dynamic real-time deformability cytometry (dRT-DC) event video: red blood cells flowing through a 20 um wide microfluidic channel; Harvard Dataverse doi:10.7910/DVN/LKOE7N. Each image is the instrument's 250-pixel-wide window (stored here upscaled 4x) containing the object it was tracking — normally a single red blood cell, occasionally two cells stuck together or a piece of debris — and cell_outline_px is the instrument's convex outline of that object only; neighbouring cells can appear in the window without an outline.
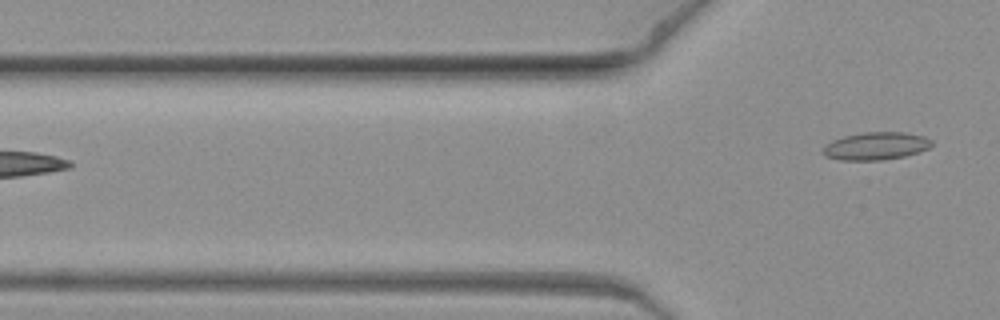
{"species": "common noctule bat (a hibernating species)", "species_latin": "Nyctalus noctula", "temperature_condition": "warm", "stored_images_in_passage": 9, "segment_of_instrument_passage": [2, 2], "camera_frame_rate_fps": 3000, "um_per_image_px": 0.085, "animal": {"sex": "female", "body_mass_g": 19.3, "forearm_length_mm": 54.1}, "frame": {"image": 1, "passage_image": 9, "time_ms": 2.667, "image_size_px": [1000, 320], "cell_outline_px": [[932, 144], [928, 148], [920, 152], [904, 156], [880, 160], [840, 160], [824, 156], [820, 152], [824, 144], [832, 140], [844, 136], [860, 132], [904, 132], [924, 136], [932, 140]], "centroid_in_image_um": [74.4, 12.41], "position_along_channel_um": 51.4, "area_um2": 17.8}}